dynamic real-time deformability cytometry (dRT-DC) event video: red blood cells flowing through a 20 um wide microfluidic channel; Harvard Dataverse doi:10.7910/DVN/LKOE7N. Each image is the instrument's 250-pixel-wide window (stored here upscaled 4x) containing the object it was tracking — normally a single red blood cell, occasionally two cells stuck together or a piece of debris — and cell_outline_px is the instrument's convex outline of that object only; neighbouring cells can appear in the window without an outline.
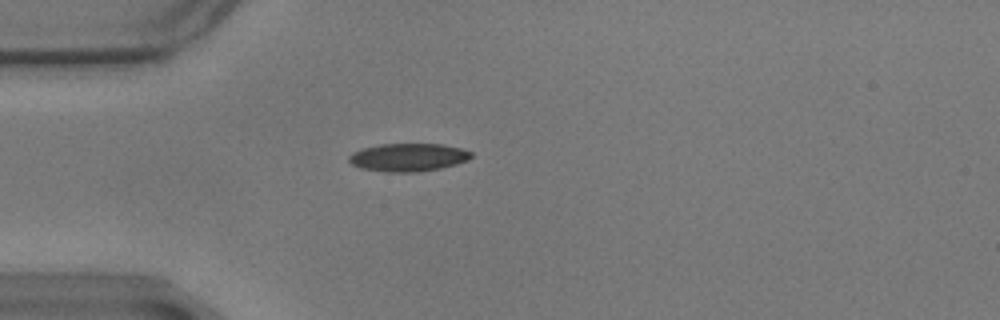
{"species": "common noctule bat (a hibernating species)", "species_latin": "Nyctalus noctula", "temperature_condition": "warm", "stored_images_in_passage": 37, "camera_frame_rate_fps": 3000, "um_per_image_px": 0.085, "animal": {"sex": "male", "body_mass_g": 17.9}, "frame": {"image": 1, "passage_image": 5, "time_ms": 1.333, "image_size_px": [1000, 320], "cell_outline_px": [[472, 156], [468, 160], [456, 164], [440, 168], [416, 172], [388, 172], [360, 168], [352, 164], [348, 160], [348, 156], [352, 152], [364, 148], [380, 144], [444, 144], [460, 148], [472, 152]], "centroid_in_image_um": [34.69, 13.37], "position_along_channel_um": 50.3, "area_um2": 19.94}}
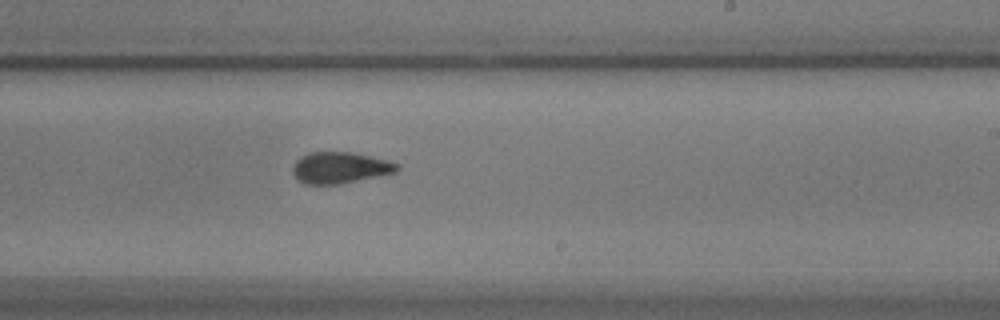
{"frame": {"image": 2, "passage_image": 24, "time_ms": 7.667, "image_size_px": [1000, 320], "cell_outline_px": [[400, 168], [396, 172], [380, 176], [340, 184], [304, 184], [296, 180], [292, 172], [292, 168], [296, 160], [300, 156], [308, 152], [352, 152], [372, 156], [388, 160], [400, 164]], "centroid_in_image_um": [28.9, 14.25], "position_along_channel_um": 260.1, "area_um2": 19.42}}
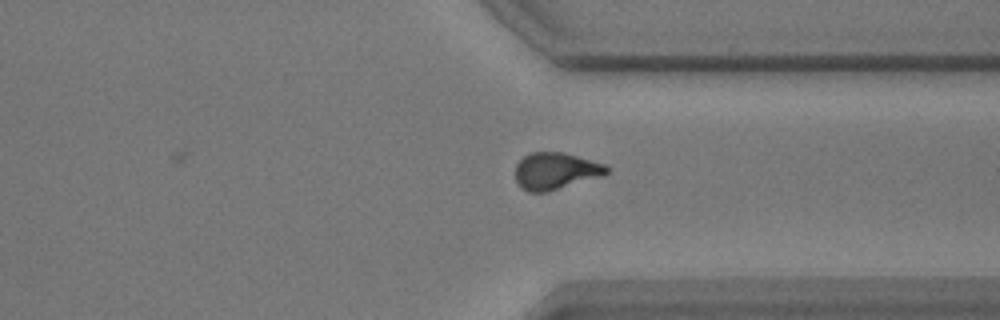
{"frame": {"image": 3, "passage_image": 33, "time_ms": 10.667, "image_size_px": [1000, 320], "cell_outline_px": [[612, 172], [604, 176], [548, 192], [528, 192], [516, 180], [516, 164], [524, 156], [532, 152], [564, 152], [604, 164]], "centroid_in_image_um": [47.27, 14.54], "position_along_channel_um": 364.1, "area_um2": 19.71}, "authors_computed_cell_mechanics": {"area_um2": 19.4208, "velocity_mm_per_s": 3.4768, "shape_relaxation_time_tau1_ms": 4.582, "shape_relaxation_time_tau2_ms": 2.1547, "deformation_change_tau1": 0.1818, "deformation_change_tau2": 0.0947}}